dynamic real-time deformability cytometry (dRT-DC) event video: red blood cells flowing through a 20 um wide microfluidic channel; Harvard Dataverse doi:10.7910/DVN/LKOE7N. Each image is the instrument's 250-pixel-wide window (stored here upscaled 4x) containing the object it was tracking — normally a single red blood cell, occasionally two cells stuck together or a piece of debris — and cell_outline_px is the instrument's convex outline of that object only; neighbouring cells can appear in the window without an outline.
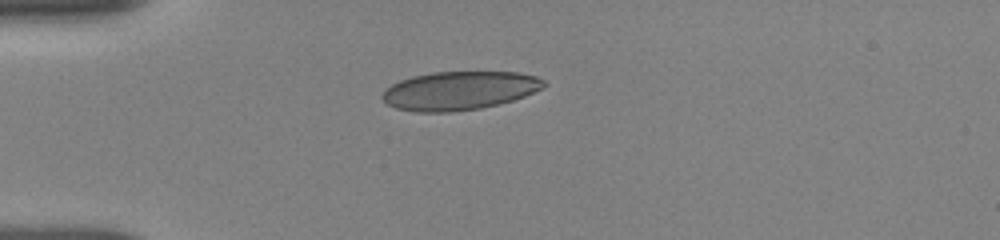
{"species": "human", "species_latin": "Homo sapiens", "temperature_condition": "room temperature", "stored_images_in_passage": 39, "camera_frame_rate_fps": 3000, "um_per_image_px": 0.085, "donor": {"sex": "female"}, "frame": {"image": 1, "passage_image": 1, "time_ms": 0.0, "image_size_px": [1000, 240], "cell_outline_px": [[548, 84], [524, 96], [512, 100], [480, 108], [452, 112], [416, 112], [396, 108], [388, 104], [380, 96], [392, 84], [400, 80], [412, 76], [436, 72], [520, 72], [536, 76], [544, 80]], "centroid_in_image_um": [39.04, 7.7], "position_along_channel_um": 46.0, "area_um2": 36.07}}
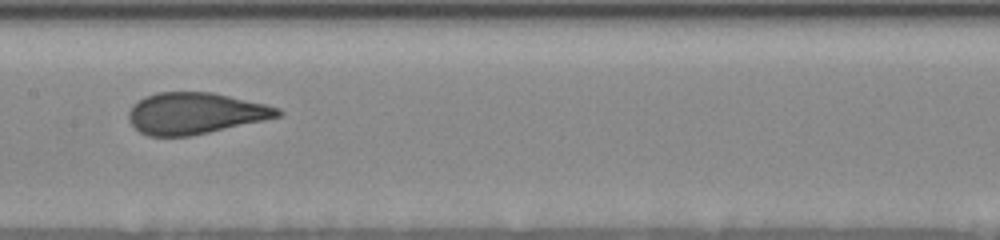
{"frame": {"image": 2, "passage_image": 23, "time_ms": 4.333, "image_size_px": [1000, 240], "cell_outline_px": [[284, 112], [280, 116], [264, 120], [208, 132], [188, 136], [148, 136], [140, 132], [128, 120], [128, 112], [132, 104], [144, 96], [156, 92], [212, 92], [264, 104], [280, 108]], "centroid_in_image_um": [16.55, 9.62], "position_along_channel_um": 190.8, "area_um2": 35.84}}
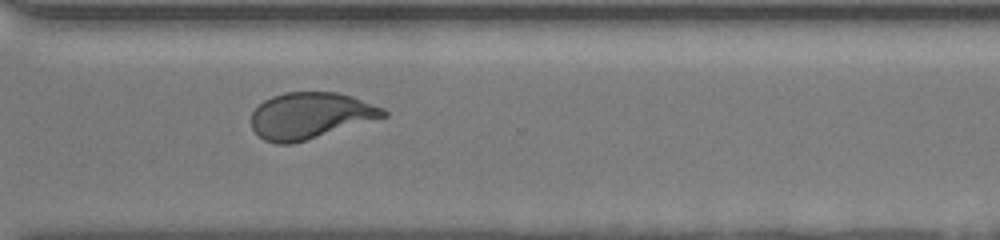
{"frame": {"image": 3, "passage_image": 38, "time_ms": 8.333, "image_size_px": [1000, 240], "cell_outline_px": [[388, 116], [292, 144], [276, 144], [264, 140], [252, 128], [252, 112], [264, 100], [272, 96], [284, 92], [336, 92], [352, 96], [384, 108], [388, 112]], "centroid_in_image_um": [26.38, 9.82], "position_along_channel_um": 344.2, "area_um2": 35.55}}